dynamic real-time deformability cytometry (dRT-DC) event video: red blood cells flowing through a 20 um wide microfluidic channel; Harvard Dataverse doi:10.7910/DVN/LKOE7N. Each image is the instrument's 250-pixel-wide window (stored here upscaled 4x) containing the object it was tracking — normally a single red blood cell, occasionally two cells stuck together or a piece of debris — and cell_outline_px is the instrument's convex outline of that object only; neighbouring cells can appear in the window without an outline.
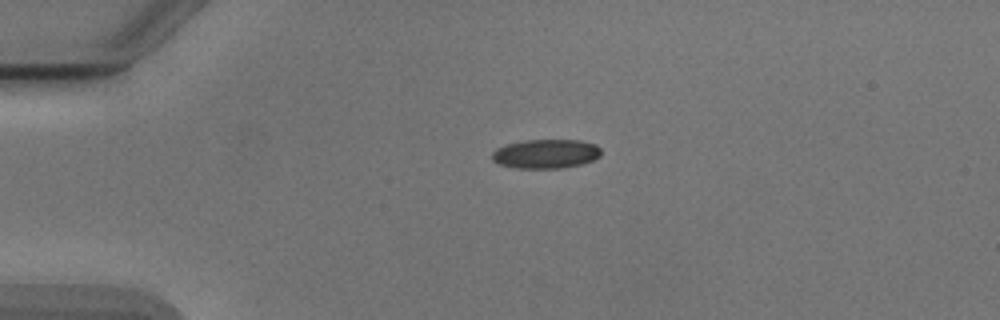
{"species": "Egyptian fruit bat (a non-hibernating species)", "species_latin": "Rousettus aegyptiacus", "temperature_condition": "cold", "stored_images_in_passage": 41, "camera_frame_rate_fps": 3000, "um_per_image_px": 0.085, "animal": {"sex": "male"}, "frame": {"image": 1, "passage_image": 1, "time_ms": 0.0, "image_size_px": [1000, 320], "cell_outline_px": [[600, 156], [592, 160], [580, 164], [564, 168], [516, 168], [500, 164], [492, 160], [492, 152], [496, 148], [508, 144], [524, 140], [580, 140], [596, 144], [600, 148]], "centroid_in_image_um": [46.39, 13.07], "position_along_channel_um": 38.6, "area_um2": 18.5}}
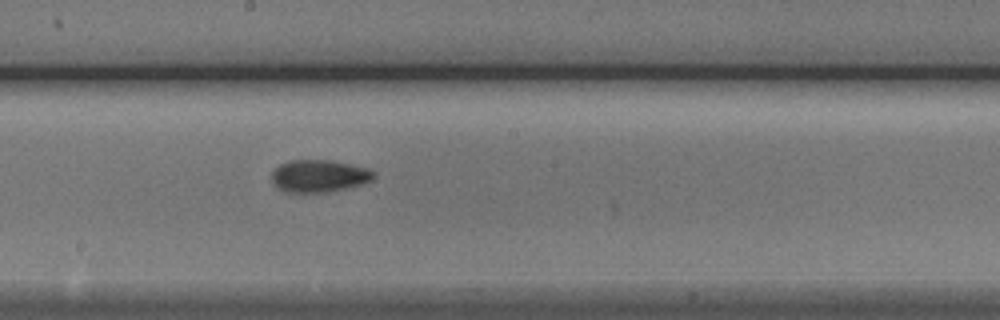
{"frame": {"image": 2, "passage_image": 18, "time_ms": 5.667, "image_size_px": [1000, 320], "cell_outline_px": [[372, 180], [348, 188], [328, 192], [288, 192], [276, 188], [272, 184], [272, 172], [280, 164], [288, 160], [332, 160], [352, 164], [368, 168], [372, 172]], "centroid_in_image_um": [27.07, 14.95], "position_along_channel_um": 221.1, "area_um2": 19.25}}
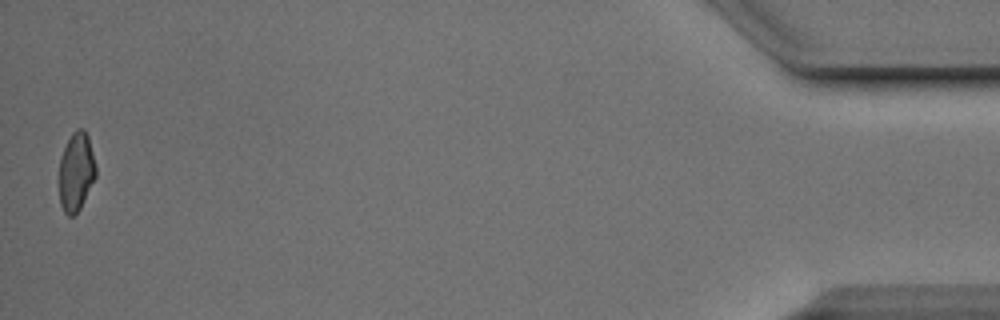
{"frame": {"image": 3, "passage_image": 41, "time_ms": 13.333, "image_size_px": [1000, 320], "cell_outline_px": [[96, 176], [80, 208], [72, 216], [68, 216], [64, 212], [60, 204], [60, 160], [64, 148], [72, 132], [76, 128], [84, 128], [88, 136], [96, 168]], "centroid_in_image_um": [6.48, 14.58], "position_along_channel_um": 428.7, "area_um2": 16.59}, "authors_computed_cell_mechanics": {"area_um2": 18.2648, "velocity_mm_per_s": 3.8892, "shape_relaxation_time_tau1_ms": 4.0379, "shape_relaxation_time_tau2_ms": 3.1926, "deformation_change_tau1": 0.1437, "deformation_change_tau2": 0.0841}}